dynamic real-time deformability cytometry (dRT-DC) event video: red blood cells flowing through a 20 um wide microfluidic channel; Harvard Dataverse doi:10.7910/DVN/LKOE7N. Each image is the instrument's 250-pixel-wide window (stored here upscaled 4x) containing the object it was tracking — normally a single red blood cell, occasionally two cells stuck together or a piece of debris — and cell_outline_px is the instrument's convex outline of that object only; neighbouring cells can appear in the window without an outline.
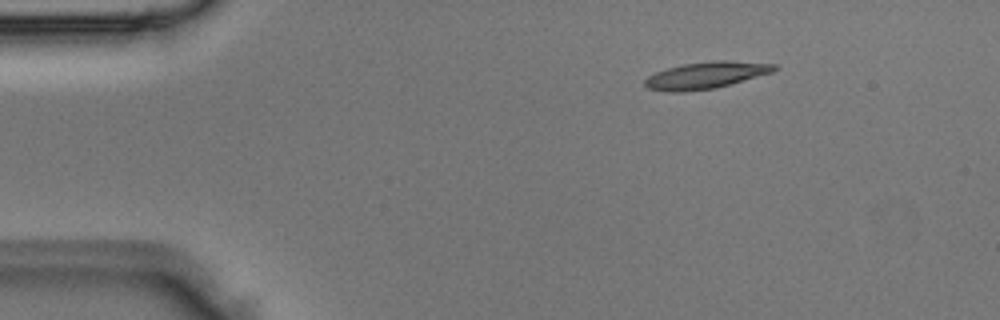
{"species": "Egyptian fruit bat (a non-hibernating species)", "species_latin": "Rousettus aegyptiacus", "temperature_condition": "room temperature", "stored_images_in_passage": 2, "camera_frame_rate_fps": 3000, "um_per_image_px": 0.085, "animal": {"sex": "male"}, "frame": {"image": 1, "passage_image": 1, "time_ms": 0.0, "image_size_px": [1000, 320], "cell_outline_px": [[776, 68], [772, 72], [716, 88], [680, 92], [664, 92], [648, 88], [644, 84], [644, 80], [648, 76], [656, 72], [668, 68], [684, 64], [712, 60], [728, 60], [776, 64]], "centroid_in_image_um": [59.97, 6.4], "position_along_channel_um": 25.0, "area_um2": 20.11}}